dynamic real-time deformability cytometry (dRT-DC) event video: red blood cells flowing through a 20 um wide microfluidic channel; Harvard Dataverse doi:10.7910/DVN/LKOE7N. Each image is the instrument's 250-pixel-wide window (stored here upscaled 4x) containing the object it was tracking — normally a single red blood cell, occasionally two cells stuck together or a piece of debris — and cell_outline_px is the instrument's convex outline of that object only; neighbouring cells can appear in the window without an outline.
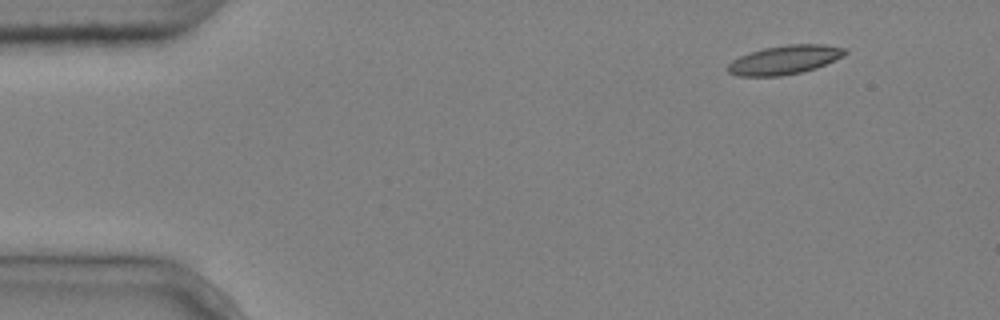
{"species": "common noctule bat (a hibernating species)", "species_latin": "Nyctalus noctula", "temperature_condition": "cold", "stored_images_in_passage": 5, "camera_frame_rate_fps": 3000, "um_per_image_px": 0.085, "animal": {"sex": "male", "body_mass_g": 20.4}, "frame": {"image": 1, "passage_image": 1, "time_ms": 0.0, "image_size_px": [1000, 320], "cell_outline_px": [[848, 52], [844, 56], [816, 68], [800, 72], [780, 76], [736, 76], [728, 72], [728, 64], [732, 60], [740, 56], [764, 48], [788, 44], [824, 44], [844, 48]], "centroid_in_image_um": [66.7, 5.08], "position_along_channel_um": 18.3, "area_um2": 19.65}}